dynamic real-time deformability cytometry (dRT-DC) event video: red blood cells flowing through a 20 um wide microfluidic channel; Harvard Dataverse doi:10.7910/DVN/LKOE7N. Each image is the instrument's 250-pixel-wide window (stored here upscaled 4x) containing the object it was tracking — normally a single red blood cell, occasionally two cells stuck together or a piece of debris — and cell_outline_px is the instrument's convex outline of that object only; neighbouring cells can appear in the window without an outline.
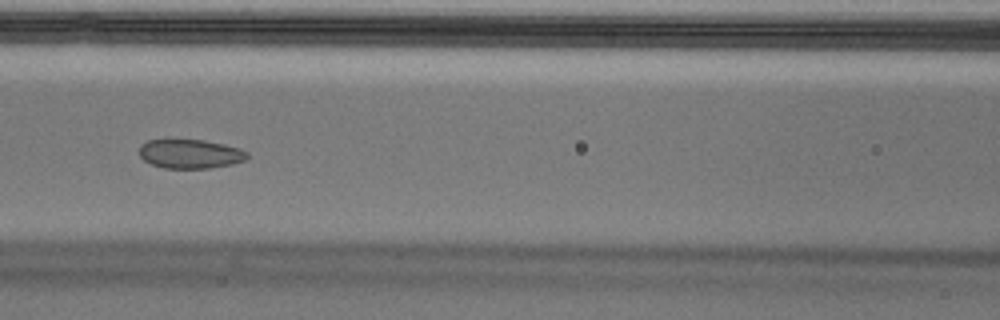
{"species": "Egyptian fruit bat (a non-hibernating species)", "species_latin": "Rousettus aegyptiacus", "temperature_condition": "cold", "stored_images_in_passage": 51, "camera_frame_rate_fps": 3000, "um_per_image_px": 0.085, "animal": {"sex": "male"}, "frame": {"image": 1, "passage_image": 20, "time_ms": 6.333, "image_size_px": [1000, 320], "cell_outline_px": [[248, 156], [244, 160], [232, 164], [208, 168], [164, 168], [152, 164], [144, 160], [140, 156], [140, 144], [148, 140], [204, 140], [224, 144], [240, 148], [248, 152]], "centroid_in_image_um": [16.17, 13.07], "position_along_channel_um": 150.4, "area_um2": 18.21}}
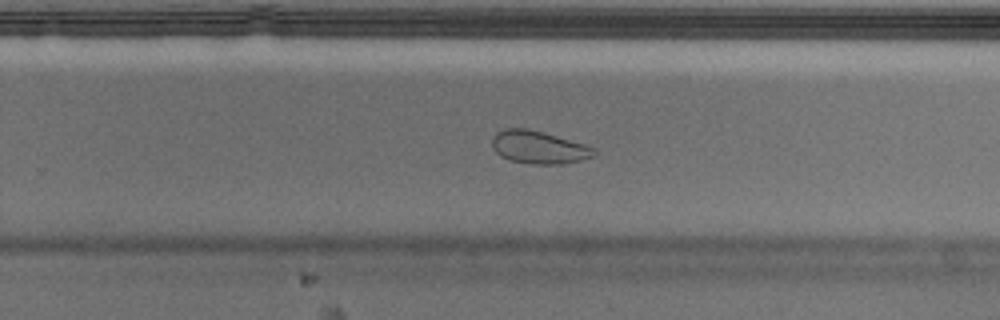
{"frame": {"image": 2, "passage_image": 31, "time_ms": 10.0, "image_size_px": [1000, 320], "cell_outline_px": [[596, 152], [592, 156], [580, 160], [564, 164], [532, 164], [512, 160], [500, 156], [496, 152], [492, 144], [492, 136], [496, 132], [504, 128], [524, 128], [544, 132], [584, 144], [596, 148]], "centroid_in_image_um": [45.78, 12.51], "position_along_channel_um": 284.0, "area_um2": 19.42}}
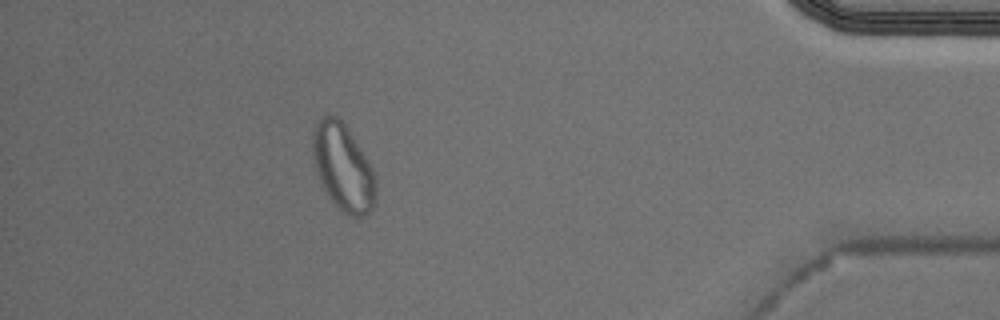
{"frame": {"image": 3, "passage_image": 45, "time_ms": 14.667, "image_size_px": [1000, 320], "cell_outline_px": [[376, 196], [372, 208], [368, 212], [360, 216], [348, 216], [340, 212], [320, 184], [316, 172], [312, 152], [312, 132], [316, 120], [328, 112], [336, 116], [344, 124], [352, 136], [372, 168], [376, 176]], "centroid_in_image_um": [29.12, 14.22], "position_along_channel_um": 406.1, "area_um2": 32.14}, "authors_computed_cell_mechanics": {"area_um2": 21.097, "velocity_mm_per_s": 3.6539, "shape_relaxation_time_tau1_ms": null, "shape_relaxation_time_tau2_ms": 1.2849, "deformation_change_tau1": null, "deformation_change_tau2": 0.0534}}